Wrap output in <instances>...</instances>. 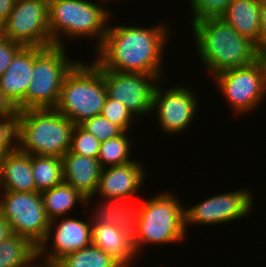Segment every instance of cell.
<instances>
[{"instance_id":"d6a6232c","label":"cell","mask_w":266,"mask_h":267,"mask_svg":"<svg viewBox=\"0 0 266 267\" xmlns=\"http://www.w3.org/2000/svg\"><path fill=\"white\" fill-rule=\"evenodd\" d=\"M13 145V129L0 124V161L5 152Z\"/></svg>"},{"instance_id":"d6986e66","label":"cell","mask_w":266,"mask_h":267,"mask_svg":"<svg viewBox=\"0 0 266 267\" xmlns=\"http://www.w3.org/2000/svg\"><path fill=\"white\" fill-rule=\"evenodd\" d=\"M131 200V201H130ZM133 199H103L93 209L92 224H112L126 233L132 240L138 235L140 205ZM135 204V205H134ZM96 209V210H95ZM95 212V213H94Z\"/></svg>"},{"instance_id":"60d3db41","label":"cell","mask_w":266,"mask_h":267,"mask_svg":"<svg viewBox=\"0 0 266 267\" xmlns=\"http://www.w3.org/2000/svg\"><path fill=\"white\" fill-rule=\"evenodd\" d=\"M101 1H102V2L104 1V2H107V3H108V2L111 1V0H108V1H107V0H101Z\"/></svg>"},{"instance_id":"e575fe53","label":"cell","mask_w":266,"mask_h":267,"mask_svg":"<svg viewBox=\"0 0 266 267\" xmlns=\"http://www.w3.org/2000/svg\"><path fill=\"white\" fill-rule=\"evenodd\" d=\"M17 0H0V26L6 21Z\"/></svg>"},{"instance_id":"5b68a950","label":"cell","mask_w":266,"mask_h":267,"mask_svg":"<svg viewBox=\"0 0 266 267\" xmlns=\"http://www.w3.org/2000/svg\"><path fill=\"white\" fill-rule=\"evenodd\" d=\"M107 89L101 70L93 63L80 61L66 75L55 110L74 125L101 115Z\"/></svg>"},{"instance_id":"ffe728a7","label":"cell","mask_w":266,"mask_h":267,"mask_svg":"<svg viewBox=\"0 0 266 267\" xmlns=\"http://www.w3.org/2000/svg\"><path fill=\"white\" fill-rule=\"evenodd\" d=\"M91 237L93 245L108 253L122 267L131 266L139 257L133 240L112 224H92Z\"/></svg>"},{"instance_id":"ab89813d","label":"cell","mask_w":266,"mask_h":267,"mask_svg":"<svg viewBox=\"0 0 266 267\" xmlns=\"http://www.w3.org/2000/svg\"><path fill=\"white\" fill-rule=\"evenodd\" d=\"M3 213V197L0 199V217L2 216Z\"/></svg>"},{"instance_id":"4fadbf2b","label":"cell","mask_w":266,"mask_h":267,"mask_svg":"<svg viewBox=\"0 0 266 267\" xmlns=\"http://www.w3.org/2000/svg\"><path fill=\"white\" fill-rule=\"evenodd\" d=\"M253 200L252 194L245 189L206 198L194 206L185 208V227L189 224L216 225L244 218L252 211Z\"/></svg>"},{"instance_id":"44dd1931","label":"cell","mask_w":266,"mask_h":267,"mask_svg":"<svg viewBox=\"0 0 266 267\" xmlns=\"http://www.w3.org/2000/svg\"><path fill=\"white\" fill-rule=\"evenodd\" d=\"M261 0H233L220 18L260 49Z\"/></svg>"},{"instance_id":"603a6c76","label":"cell","mask_w":266,"mask_h":267,"mask_svg":"<svg viewBox=\"0 0 266 267\" xmlns=\"http://www.w3.org/2000/svg\"><path fill=\"white\" fill-rule=\"evenodd\" d=\"M32 172L37 192H43L63 182L62 159L57 156L31 155Z\"/></svg>"},{"instance_id":"8992f818","label":"cell","mask_w":266,"mask_h":267,"mask_svg":"<svg viewBox=\"0 0 266 267\" xmlns=\"http://www.w3.org/2000/svg\"><path fill=\"white\" fill-rule=\"evenodd\" d=\"M186 230L185 208L174 193L164 191L141 201L138 235L133 245L139 256L145 244L165 245L184 241Z\"/></svg>"},{"instance_id":"1f68e13d","label":"cell","mask_w":266,"mask_h":267,"mask_svg":"<svg viewBox=\"0 0 266 267\" xmlns=\"http://www.w3.org/2000/svg\"><path fill=\"white\" fill-rule=\"evenodd\" d=\"M17 110L0 91V124L14 128Z\"/></svg>"},{"instance_id":"836d02e7","label":"cell","mask_w":266,"mask_h":267,"mask_svg":"<svg viewBox=\"0 0 266 267\" xmlns=\"http://www.w3.org/2000/svg\"><path fill=\"white\" fill-rule=\"evenodd\" d=\"M260 49L266 46V0L260 3Z\"/></svg>"},{"instance_id":"52a82bcc","label":"cell","mask_w":266,"mask_h":267,"mask_svg":"<svg viewBox=\"0 0 266 267\" xmlns=\"http://www.w3.org/2000/svg\"><path fill=\"white\" fill-rule=\"evenodd\" d=\"M65 51V46L33 47L32 81L26 93V109L55 108L66 75L79 62L70 60Z\"/></svg>"},{"instance_id":"f1b7e54d","label":"cell","mask_w":266,"mask_h":267,"mask_svg":"<svg viewBox=\"0 0 266 267\" xmlns=\"http://www.w3.org/2000/svg\"><path fill=\"white\" fill-rule=\"evenodd\" d=\"M233 0H189L192 8V22L205 18H219Z\"/></svg>"},{"instance_id":"7c38bea8","label":"cell","mask_w":266,"mask_h":267,"mask_svg":"<svg viewBox=\"0 0 266 267\" xmlns=\"http://www.w3.org/2000/svg\"><path fill=\"white\" fill-rule=\"evenodd\" d=\"M186 86L170 87L166 90L155 88L152 101V111H156L157 121L162 131L169 134H179L187 129L197 114V105L200 104L197 94Z\"/></svg>"},{"instance_id":"74e56055","label":"cell","mask_w":266,"mask_h":267,"mask_svg":"<svg viewBox=\"0 0 266 267\" xmlns=\"http://www.w3.org/2000/svg\"><path fill=\"white\" fill-rule=\"evenodd\" d=\"M258 60L262 63L264 68L265 86H266V46L258 49Z\"/></svg>"},{"instance_id":"cb8c5ba5","label":"cell","mask_w":266,"mask_h":267,"mask_svg":"<svg viewBox=\"0 0 266 267\" xmlns=\"http://www.w3.org/2000/svg\"><path fill=\"white\" fill-rule=\"evenodd\" d=\"M60 267H122L108 253L91 244L58 260Z\"/></svg>"},{"instance_id":"ac0fdd59","label":"cell","mask_w":266,"mask_h":267,"mask_svg":"<svg viewBox=\"0 0 266 267\" xmlns=\"http://www.w3.org/2000/svg\"><path fill=\"white\" fill-rule=\"evenodd\" d=\"M0 188L2 191L37 192L31 154L20 151L14 144L0 161Z\"/></svg>"},{"instance_id":"8d00e7d4","label":"cell","mask_w":266,"mask_h":267,"mask_svg":"<svg viewBox=\"0 0 266 267\" xmlns=\"http://www.w3.org/2000/svg\"><path fill=\"white\" fill-rule=\"evenodd\" d=\"M37 258H39L38 255H36V256H35V257H34V258L27 264L26 267H60L58 261H51V260H47V259H44V258H41V259H40V260L42 261V263H41V261H39L40 264H37V263L34 262L35 260H38ZM33 262H34V264H31V263H33Z\"/></svg>"},{"instance_id":"277c9868","label":"cell","mask_w":266,"mask_h":267,"mask_svg":"<svg viewBox=\"0 0 266 267\" xmlns=\"http://www.w3.org/2000/svg\"><path fill=\"white\" fill-rule=\"evenodd\" d=\"M100 5L102 4L89 0H48L49 28L53 45L64 46L61 39L64 34L67 36L65 39L74 40L79 37H93L92 39H96L97 49L104 40L112 17L109 8Z\"/></svg>"},{"instance_id":"d590c367","label":"cell","mask_w":266,"mask_h":267,"mask_svg":"<svg viewBox=\"0 0 266 267\" xmlns=\"http://www.w3.org/2000/svg\"><path fill=\"white\" fill-rule=\"evenodd\" d=\"M12 230L9 222L3 217H0V243L12 235Z\"/></svg>"},{"instance_id":"ba28073f","label":"cell","mask_w":266,"mask_h":267,"mask_svg":"<svg viewBox=\"0 0 266 267\" xmlns=\"http://www.w3.org/2000/svg\"><path fill=\"white\" fill-rule=\"evenodd\" d=\"M0 33L24 47L54 46L51 41L48 0H17Z\"/></svg>"},{"instance_id":"f546056e","label":"cell","mask_w":266,"mask_h":267,"mask_svg":"<svg viewBox=\"0 0 266 267\" xmlns=\"http://www.w3.org/2000/svg\"><path fill=\"white\" fill-rule=\"evenodd\" d=\"M101 115L108 119L111 123L118 125L124 132H129L128 129H130L129 127L135 120V116L127 109L125 105L117 100L109 98L108 96L103 106Z\"/></svg>"},{"instance_id":"83f0119b","label":"cell","mask_w":266,"mask_h":267,"mask_svg":"<svg viewBox=\"0 0 266 267\" xmlns=\"http://www.w3.org/2000/svg\"><path fill=\"white\" fill-rule=\"evenodd\" d=\"M79 125L100 142L116 138L124 132L118 125L111 123L102 115L86 119Z\"/></svg>"},{"instance_id":"5bb4252c","label":"cell","mask_w":266,"mask_h":267,"mask_svg":"<svg viewBox=\"0 0 266 267\" xmlns=\"http://www.w3.org/2000/svg\"><path fill=\"white\" fill-rule=\"evenodd\" d=\"M59 219L55 218L50 221L47 235L42 244L37 248V255L39 257L42 256V258L47 260L58 261L65 255L92 244L91 220H77L74 217L72 218V216L71 218L62 217V221H59ZM49 238L53 241L50 249L53 251L51 252L47 250V246L50 245L49 240H51Z\"/></svg>"},{"instance_id":"7402d4cb","label":"cell","mask_w":266,"mask_h":267,"mask_svg":"<svg viewBox=\"0 0 266 267\" xmlns=\"http://www.w3.org/2000/svg\"><path fill=\"white\" fill-rule=\"evenodd\" d=\"M41 197L50 221L58 217L62 218L65 214L68 215V212L77 204L86 205V198L64 181L41 192Z\"/></svg>"},{"instance_id":"d4e9b609","label":"cell","mask_w":266,"mask_h":267,"mask_svg":"<svg viewBox=\"0 0 266 267\" xmlns=\"http://www.w3.org/2000/svg\"><path fill=\"white\" fill-rule=\"evenodd\" d=\"M6 267H26L37 255V247L21 235L12 234L0 243Z\"/></svg>"},{"instance_id":"f35d334b","label":"cell","mask_w":266,"mask_h":267,"mask_svg":"<svg viewBox=\"0 0 266 267\" xmlns=\"http://www.w3.org/2000/svg\"><path fill=\"white\" fill-rule=\"evenodd\" d=\"M0 267H6L5 259L3 258L2 254L0 253Z\"/></svg>"},{"instance_id":"e0dca14e","label":"cell","mask_w":266,"mask_h":267,"mask_svg":"<svg viewBox=\"0 0 266 267\" xmlns=\"http://www.w3.org/2000/svg\"><path fill=\"white\" fill-rule=\"evenodd\" d=\"M62 159L63 181L73 186L86 198V205L93 201L98 186L101 166L97 158L67 151ZM93 197V198H92Z\"/></svg>"},{"instance_id":"8fae6325","label":"cell","mask_w":266,"mask_h":267,"mask_svg":"<svg viewBox=\"0 0 266 267\" xmlns=\"http://www.w3.org/2000/svg\"><path fill=\"white\" fill-rule=\"evenodd\" d=\"M107 96L121 102L135 116L152 112V101L157 82L161 79L155 75L142 73L119 72L102 69Z\"/></svg>"},{"instance_id":"4316f807","label":"cell","mask_w":266,"mask_h":267,"mask_svg":"<svg viewBox=\"0 0 266 267\" xmlns=\"http://www.w3.org/2000/svg\"><path fill=\"white\" fill-rule=\"evenodd\" d=\"M101 142L80 125H74L71 132L69 151L78 155L98 158Z\"/></svg>"},{"instance_id":"3957f363","label":"cell","mask_w":266,"mask_h":267,"mask_svg":"<svg viewBox=\"0 0 266 267\" xmlns=\"http://www.w3.org/2000/svg\"><path fill=\"white\" fill-rule=\"evenodd\" d=\"M73 126L54 108L17 111L13 144L27 154L62 158L70 149Z\"/></svg>"},{"instance_id":"2e32d148","label":"cell","mask_w":266,"mask_h":267,"mask_svg":"<svg viewBox=\"0 0 266 267\" xmlns=\"http://www.w3.org/2000/svg\"><path fill=\"white\" fill-rule=\"evenodd\" d=\"M33 47H23L0 76V91L17 111L26 109V93L32 81Z\"/></svg>"},{"instance_id":"30bf717a","label":"cell","mask_w":266,"mask_h":267,"mask_svg":"<svg viewBox=\"0 0 266 267\" xmlns=\"http://www.w3.org/2000/svg\"><path fill=\"white\" fill-rule=\"evenodd\" d=\"M212 79L237 115L248 114L266 98L264 68L258 59L250 65L222 71Z\"/></svg>"},{"instance_id":"7a4b0ae2","label":"cell","mask_w":266,"mask_h":267,"mask_svg":"<svg viewBox=\"0 0 266 267\" xmlns=\"http://www.w3.org/2000/svg\"><path fill=\"white\" fill-rule=\"evenodd\" d=\"M190 24L197 54L212 77L228 69L250 65L258 59L257 46L220 17Z\"/></svg>"},{"instance_id":"9c48e42d","label":"cell","mask_w":266,"mask_h":267,"mask_svg":"<svg viewBox=\"0 0 266 267\" xmlns=\"http://www.w3.org/2000/svg\"><path fill=\"white\" fill-rule=\"evenodd\" d=\"M2 216L9 222L13 234L25 237L37 248L44 241L50 219L40 192L3 191Z\"/></svg>"},{"instance_id":"4dcf8cb0","label":"cell","mask_w":266,"mask_h":267,"mask_svg":"<svg viewBox=\"0 0 266 267\" xmlns=\"http://www.w3.org/2000/svg\"><path fill=\"white\" fill-rule=\"evenodd\" d=\"M23 47L0 33V76L6 72L14 56Z\"/></svg>"},{"instance_id":"9a60e30c","label":"cell","mask_w":266,"mask_h":267,"mask_svg":"<svg viewBox=\"0 0 266 267\" xmlns=\"http://www.w3.org/2000/svg\"><path fill=\"white\" fill-rule=\"evenodd\" d=\"M141 161H133L120 166L102 168L98 186L94 193L102 199H134L140 191L145 170Z\"/></svg>"},{"instance_id":"484cf974","label":"cell","mask_w":266,"mask_h":267,"mask_svg":"<svg viewBox=\"0 0 266 267\" xmlns=\"http://www.w3.org/2000/svg\"><path fill=\"white\" fill-rule=\"evenodd\" d=\"M127 135V132H123L116 138L101 142L97 158L101 168L120 166L134 161L130 158L132 141Z\"/></svg>"},{"instance_id":"6da1fadb","label":"cell","mask_w":266,"mask_h":267,"mask_svg":"<svg viewBox=\"0 0 266 267\" xmlns=\"http://www.w3.org/2000/svg\"><path fill=\"white\" fill-rule=\"evenodd\" d=\"M170 32L159 23L150 28L108 25L102 44L94 51L95 62L102 69L155 75L162 81L163 52Z\"/></svg>"}]
</instances>
